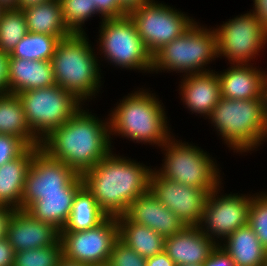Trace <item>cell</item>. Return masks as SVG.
Here are the masks:
<instances>
[{
	"mask_svg": "<svg viewBox=\"0 0 267 266\" xmlns=\"http://www.w3.org/2000/svg\"><path fill=\"white\" fill-rule=\"evenodd\" d=\"M83 106L41 141L40 148L82 175L112 150L109 115L99 118Z\"/></svg>",
	"mask_w": 267,
	"mask_h": 266,
	"instance_id": "obj_1",
	"label": "cell"
},
{
	"mask_svg": "<svg viewBox=\"0 0 267 266\" xmlns=\"http://www.w3.org/2000/svg\"><path fill=\"white\" fill-rule=\"evenodd\" d=\"M126 157L112 150L81 175L84 187L107 216L124 215L130 204L149 190L153 166Z\"/></svg>",
	"mask_w": 267,
	"mask_h": 266,
	"instance_id": "obj_2",
	"label": "cell"
},
{
	"mask_svg": "<svg viewBox=\"0 0 267 266\" xmlns=\"http://www.w3.org/2000/svg\"><path fill=\"white\" fill-rule=\"evenodd\" d=\"M133 91L119 99L109 111L111 144L117 136L160 148L174 135L166 107L153 90L137 87Z\"/></svg>",
	"mask_w": 267,
	"mask_h": 266,
	"instance_id": "obj_3",
	"label": "cell"
},
{
	"mask_svg": "<svg viewBox=\"0 0 267 266\" xmlns=\"http://www.w3.org/2000/svg\"><path fill=\"white\" fill-rule=\"evenodd\" d=\"M87 33L61 39L51 59L56 85L84 105L98 96L104 82L101 63ZM102 75V76H101Z\"/></svg>",
	"mask_w": 267,
	"mask_h": 266,
	"instance_id": "obj_4",
	"label": "cell"
},
{
	"mask_svg": "<svg viewBox=\"0 0 267 266\" xmlns=\"http://www.w3.org/2000/svg\"><path fill=\"white\" fill-rule=\"evenodd\" d=\"M207 119L228 150L239 155H251L267 142V118L261 97L250 100L221 97Z\"/></svg>",
	"mask_w": 267,
	"mask_h": 266,
	"instance_id": "obj_5",
	"label": "cell"
},
{
	"mask_svg": "<svg viewBox=\"0 0 267 266\" xmlns=\"http://www.w3.org/2000/svg\"><path fill=\"white\" fill-rule=\"evenodd\" d=\"M218 58L214 27L195 22L183 35L152 56L151 74L182 73L181 76L213 71L209 64ZM211 62V63H210Z\"/></svg>",
	"mask_w": 267,
	"mask_h": 266,
	"instance_id": "obj_6",
	"label": "cell"
},
{
	"mask_svg": "<svg viewBox=\"0 0 267 266\" xmlns=\"http://www.w3.org/2000/svg\"><path fill=\"white\" fill-rule=\"evenodd\" d=\"M175 136L160 147L164 154L162 166L153 169L164 178L205 191L215 190L223 184L221 167L216 158L198 144L179 140Z\"/></svg>",
	"mask_w": 267,
	"mask_h": 266,
	"instance_id": "obj_7",
	"label": "cell"
},
{
	"mask_svg": "<svg viewBox=\"0 0 267 266\" xmlns=\"http://www.w3.org/2000/svg\"><path fill=\"white\" fill-rule=\"evenodd\" d=\"M99 24H101L97 36L99 38L96 40L97 48L95 47L99 61L104 60L110 66L117 67L116 69L137 70L138 73L151 74L152 55L128 14L104 19Z\"/></svg>",
	"mask_w": 267,
	"mask_h": 266,
	"instance_id": "obj_8",
	"label": "cell"
},
{
	"mask_svg": "<svg viewBox=\"0 0 267 266\" xmlns=\"http://www.w3.org/2000/svg\"><path fill=\"white\" fill-rule=\"evenodd\" d=\"M31 131L42 141L68 121L84 104L59 85L17 94Z\"/></svg>",
	"mask_w": 267,
	"mask_h": 266,
	"instance_id": "obj_9",
	"label": "cell"
},
{
	"mask_svg": "<svg viewBox=\"0 0 267 266\" xmlns=\"http://www.w3.org/2000/svg\"><path fill=\"white\" fill-rule=\"evenodd\" d=\"M140 38L153 56L160 48L183 35L196 21L164 1L151 0L128 12Z\"/></svg>",
	"mask_w": 267,
	"mask_h": 266,
	"instance_id": "obj_10",
	"label": "cell"
},
{
	"mask_svg": "<svg viewBox=\"0 0 267 266\" xmlns=\"http://www.w3.org/2000/svg\"><path fill=\"white\" fill-rule=\"evenodd\" d=\"M214 29L218 58H225L228 64H251L266 49L267 33L250 11L232 16Z\"/></svg>",
	"mask_w": 267,
	"mask_h": 266,
	"instance_id": "obj_11",
	"label": "cell"
},
{
	"mask_svg": "<svg viewBox=\"0 0 267 266\" xmlns=\"http://www.w3.org/2000/svg\"><path fill=\"white\" fill-rule=\"evenodd\" d=\"M83 186L80 174L40 148L27 172L20 209L27 210L43 194H77Z\"/></svg>",
	"mask_w": 267,
	"mask_h": 266,
	"instance_id": "obj_12",
	"label": "cell"
},
{
	"mask_svg": "<svg viewBox=\"0 0 267 266\" xmlns=\"http://www.w3.org/2000/svg\"><path fill=\"white\" fill-rule=\"evenodd\" d=\"M223 188L224 185L220 184L209 193L199 224L200 230L217 245L238 228L248 224L252 199V192L247 195L232 192L224 195V192H221L224 191Z\"/></svg>",
	"mask_w": 267,
	"mask_h": 266,
	"instance_id": "obj_13",
	"label": "cell"
},
{
	"mask_svg": "<svg viewBox=\"0 0 267 266\" xmlns=\"http://www.w3.org/2000/svg\"><path fill=\"white\" fill-rule=\"evenodd\" d=\"M118 239V220L112 216L88 230L60 231L63 256L86 265L108 263Z\"/></svg>",
	"mask_w": 267,
	"mask_h": 266,
	"instance_id": "obj_14",
	"label": "cell"
},
{
	"mask_svg": "<svg viewBox=\"0 0 267 266\" xmlns=\"http://www.w3.org/2000/svg\"><path fill=\"white\" fill-rule=\"evenodd\" d=\"M149 190L185 226H199L206 199L211 192L164 178L154 169L150 175Z\"/></svg>",
	"mask_w": 267,
	"mask_h": 266,
	"instance_id": "obj_15",
	"label": "cell"
},
{
	"mask_svg": "<svg viewBox=\"0 0 267 266\" xmlns=\"http://www.w3.org/2000/svg\"><path fill=\"white\" fill-rule=\"evenodd\" d=\"M6 238L16 253L56 245L60 241V230L35 219L26 210L17 209L10 217Z\"/></svg>",
	"mask_w": 267,
	"mask_h": 266,
	"instance_id": "obj_16",
	"label": "cell"
},
{
	"mask_svg": "<svg viewBox=\"0 0 267 266\" xmlns=\"http://www.w3.org/2000/svg\"><path fill=\"white\" fill-rule=\"evenodd\" d=\"M179 96L189 113L207 119L221 98L216 71L195 73L181 77Z\"/></svg>",
	"mask_w": 267,
	"mask_h": 266,
	"instance_id": "obj_17",
	"label": "cell"
},
{
	"mask_svg": "<svg viewBox=\"0 0 267 266\" xmlns=\"http://www.w3.org/2000/svg\"><path fill=\"white\" fill-rule=\"evenodd\" d=\"M130 221L149 227L164 237L180 232L185 224L159 202L150 190L134 200L124 214Z\"/></svg>",
	"mask_w": 267,
	"mask_h": 266,
	"instance_id": "obj_18",
	"label": "cell"
},
{
	"mask_svg": "<svg viewBox=\"0 0 267 266\" xmlns=\"http://www.w3.org/2000/svg\"><path fill=\"white\" fill-rule=\"evenodd\" d=\"M216 247L199 226H185L180 232L165 237L164 251L176 266L203 265Z\"/></svg>",
	"mask_w": 267,
	"mask_h": 266,
	"instance_id": "obj_19",
	"label": "cell"
},
{
	"mask_svg": "<svg viewBox=\"0 0 267 266\" xmlns=\"http://www.w3.org/2000/svg\"><path fill=\"white\" fill-rule=\"evenodd\" d=\"M253 64H229L226 70L216 71L222 98L250 100L261 97L262 81L266 71Z\"/></svg>",
	"mask_w": 267,
	"mask_h": 266,
	"instance_id": "obj_20",
	"label": "cell"
},
{
	"mask_svg": "<svg viewBox=\"0 0 267 266\" xmlns=\"http://www.w3.org/2000/svg\"><path fill=\"white\" fill-rule=\"evenodd\" d=\"M56 85L51 61L8 57V93Z\"/></svg>",
	"mask_w": 267,
	"mask_h": 266,
	"instance_id": "obj_21",
	"label": "cell"
},
{
	"mask_svg": "<svg viewBox=\"0 0 267 266\" xmlns=\"http://www.w3.org/2000/svg\"><path fill=\"white\" fill-rule=\"evenodd\" d=\"M40 146H29L19 157L0 166V206L20 209L25 179Z\"/></svg>",
	"mask_w": 267,
	"mask_h": 266,
	"instance_id": "obj_22",
	"label": "cell"
},
{
	"mask_svg": "<svg viewBox=\"0 0 267 266\" xmlns=\"http://www.w3.org/2000/svg\"><path fill=\"white\" fill-rule=\"evenodd\" d=\"M232 259L234 266H264L267 250L247 224L238 228L219 245Z\"/></svg>",
	"mask_w": 267,
	"mask_h": 266,
	"instance_id": "obj_23",
	"label": "cell"
},
{
	"mask_svg": "<svg viewBox=\"0 0 267 266\" xmlns=\"http://www.w3.org/2000/svg\"><path fill=\"white\" fill-rule=\"evenodd\" d=\"M21 10L28 32L49 34L60 40L73 34L64 23L60 0H49Z\"/></svg>",
	"mask_w": 267,
	"mask_h": 266,
	"instance_id": "obj_24",
	"label": "cell"
},
{
	"mask_svg": "<svg viewBox=\"0 0 267 266\" xmlns=\"http://www.w3.org/2000/svg\"><path fill=\"white\" fill-rule=\"evenodd\" d=\"M0 134L22 139L28 146H40L41 140L27 123L21 100L14 93H0Z\"/></svg>",
	"mask_w": 267,
	"mask_h": 266,
	"instance_id": "obj_25",
	"label": "cell"
},
{
	"mask_svg": "<svg viewBox=\"0 0 267 266\" xmlns=\"http://www.w3.org/2000/svg\"><path fill=\"white\" fill-rule=\"evenodd\" d=\"M118 238L144 258L164 251L165 237L147 226L130 221L125 215L117 217Z\"/></svg>",
	"mask_w": 267,
	"mask_h": 266,
	"instance_id": "obj_26",
	"label": "cell"
},
{
	"mask_svg": "<svg viewBox=\"0 0 267 266\" xmlns=\"http://www.w3.org/2000/svg\"><path fill=\"white\" fill-rule=\"evenodd\" d=\"M107 217L93 195L83 186L74 198L69 219L61 231L88 230L102 223Z\"/></svg>",
	"mask_w": 267,
	"mask_h": 266,
	"instance_id": "obj_27",
	"label": "cell"
},
{
	"mask_svg": "<svg viewBox=\"0 0 267 266\" xmlns=\"http://www.w3.org/2000/svg\"><path fill=\"white\" fill-rule=\"evenodd\" d=\"M76 194H43L26 211L35 219L54 225L62 230L71 213Z\"/></svg>",
	"mask_w": 267,
	"mask_h": 266,
	"instance_id": "obj_28",
	"label": "cell"
},
{
	"mask_svg": "<svg viewBox=\"0 0 267 266\" xmlns=\"http://www.w3.org/2000/svg\"><path fill=\"white\" fill-rule=\"evenodd\" d=\"M59 41L57 36L28 32L8 57L51 61Z\"/></svg>",
	"mask_w": 267,
	"mask_h": 266,
	"instance_id": "obj_29",
	"label": "cell"
},
{
	"mask_svg": "<svg viewBox=\"0 0 267 266\" xmlns=\"http://www.w3.org/2000/svg\"><path fill=\"white\" fill-rule=\"evenodd\" d=\"M27 33L22 10L5 9L0 18V51L9 55Z\"/></svg>",
	"mask_w": 267,
	"mask_h": 266,
	"instance_id": "obj_30",
	"label": "cell"
},
{
	"mask_svg": "<svg viewBox=\"0 0 267 266\" xmlns=\"http://www.w3.org/2000/svg\"><path fill=\"white\" fill-rule=\"evenodd\" d=\"M64 23L72 33H86L85 22L92 17L99 16L101 22L104 18L98 13L95 3L90 0H60Z\"/></svg>",
	"mask_w": 267,
	"mask_h": 266,
	"instance_id": "obj_31",
	"label": "cell"
},
{
	"mask_svg": "<svg viewBox=\"0 0 267 266\" xmlns=\"http://www.w3.org/2000/svg\"><path fill=\"white\" fill-rule=\"evenodd\" d=\"M63 256L62 243L15 253L13 266H56Z\"/></svg>",
	"mask_w": 267,
	"mask_h": 266,
	"instance_id": "obj_32",
	"label": "cell"
},
{
	"mask_svg": "<svg viewBox=\"0 0 267 266\" xmlns=\"http://www.w3.org/2000/svg\"><path fill=\"white\" fill-rule=\"evenodd\" d=\"M248 225L267 250V192L252 193Z\"/></svg>",
	"mask_w": 267,
	"mask_h": 266,
	"instance_id": "obj_33",
	"label": "cell"
},
{
	"mask_svg": "<svg viewBox=\"0 0 267 266\" xmlns=\"http://www.w3.org/2000/svg\"><path fill=\"white\" fill-rule=\"evenodd\" d=\"M109 266H146V258L140 256L130 247L125 245L119 239L114 243L110 258Z\"/></svg>",
	"mask_w": 267,
	"mask_h": 266,
	"instance_id": "obj_34",
	"label": "cell"
},
{
	"mask_svg": "<svg viewBox=\"0 0 267 266\" xmlns=\"http://www.w3.org/2000/svg\"><path fill=\"white\" fill-rule=\"evenodd\" d=\"M28 147L20 138L0 134V166L19 157Z\"/></svg>",
	"mask_w": 267,
	"mask_h": 266,
	"instance_id": "obj_35",
	"label": "cell"
},
{
	"mask_svg": "<svg viewBox=\"0 0 267 266\" xmlns=\"http://www.w3.org/2000/svg\"><path fill=\"white\" fill-rule=\"evenodd\" d=\"M95 3L98 13L104 18H117L128 14L119 0H90Z\"/></svg>",
	"mask_w": 267,
	"mask_h": 266,
	"instance_id": "obj_36",
	"label": "cell"
},
{
	"mask_svg": "<svg viewBox=\"0 0 267 266\" xmlns=\"http://www.w3.org/2000/svg\"><path fill=\"white\" fill-rule=\"evenodd\" d=\"M203 266H234L231 257L219 246L211 252Z\"/></svg>",
	"mask_w": 267,
	"mask_h": 266,
	"instance_id": "obj_37",
	"label": "cell"
},
{
	"mask_svg": "<svg viewBox=\"0 0 267 266\" xmlns=\"http://www.w3.org/2000/svg\"><path fill=\"white\" fill-rule=\"evenodd\" d=\"M253 9L250 12L255 15L261 28L267 33V0H252Z\"/></svg>",
	"mask_w": 267,
	"mask_h": 266,
	"instance_id": "obj_38",
	"label": "cell"
},
{
	"mask_svg": "<svg viewBox=\"0 0 267 266\" xmlns=\"http://www.w3.org/2000/svg\"><path fill=\"white\" fill-rule=\"evenodd\" d=\"M15 252L7 238L0 239V266H13Z\"/></svg>",
	"mask_w": 267,
	"mask_h": 266,
	"instance_id": "obj_39",
	"label": "cell"
},
{
	"mask_svg": "<svg viewBox=\"0 0 267 266\" xmlns=\"http://www.w3.org/2000/svg\"><path fill=\"white\" fill-rule=\"evenodd\" d=\"M8 92V54L0 51V93Z\"/></svg>",
	"mask_w": 267,
	"mask_h": 266,
	"instance_id": "obj_40",
	"label": "cell"
},
{
	"mask_svg": "<svg viewBox=\"0 0 267 266\" xmlns=\"http://www.w3.org/2000/svg\"><path fill=\"white\" fill-rule=\"evenodd\" d=\"M146 266H176L174 261L163 251L146 259Z\"/></svg>",
	"mask_w": 267,
	"mask_h": 266,
	"instance_id": "obj_41",
	"label": "cell"
},
{
	"mask_svg": "<svg viewBox=\"0 0 267 266\" xmlns=\"http://www.w3.org/2000/svg\"><path fill=\"white\" fill-rule=\"evenodd\" d=\"M13 212V208L0 206V239L6 238L8 223Z\"/></svg>",
	"mask_w": 267,
	"mask_h": 266,
	"instance_id": "obj_42",
	"label": "cell"
},
{
	"mask_svg": "<svg viewBox=\"0 0 267 266\" xmlns=\"http://www.w3.org/2000/svg\"><path fill=\"white\" fill-rule=\"evenodd\" d=\"M121 6L127 11L130 12L133 9L141 6L142 4H146L151 0H119Z\"/></svg>",
	"mask_w": 267,
	"mask_h": 266,
	"instance_id": "obj_43",
	"label": "cell"
},
{
	"mask_svg": "<svg viewBox=\"0 0 267 266\" xmlns=\"http://www.w3.org/2000/svg\"><path fill=\"white\" fill-rule=\"evenodd\" d=\"M261 98H262V103L264 107V113L267 118V71L265 72L263 81H262Z\"/></svg>",
	"mask_w": 267,
	"mask_h": 266,
	"instance_id": "obj_44",
	"label": "cell"
},
{
	"mask_svg": "<svg viewBox=\"0 0 267 266\" xmlns=\"http://www.w3.org/2000/svg\"><path fill=\"white\" fill-rule=\"evenodd\" d=\"M49 0H18V9L30 8Z\"/></svg>",
	"mask_w": 267,
	"mask_h": 266,
	"instance_id": "obj_45",
	"label": "cell"
},
{
	"mask_svg": "<svg viewBox=\"0 0 267 266\" xmlns=\"http://www.w3.org/2000/svg\"><path fill=\"white\" fill-rule=\"evenodd\" d=\"M56 266H87V265L83 264V263H79L77 261L69 260V259L65 258L64 256H62L59 259V262Z\"/></svg>",
	"mask_w": 267,
	"mask_h": 266,
	"instance_id": "obj_46",
	"label": "cell"
},
{
	"mask_svg": "<svg viewBox=\"0 0 267 266\" xmlns=\"http://www.w3.org/2000/svg\"><path fill=\"white\" fill-rule=\"evenodd\" d=\"M0 5L4 9H18V0H0Z\"/></svg>",
	"mask_w": 267,
	"mask_h": 266,
	"instance_id": "obj_47",
	"label": "cell"
},
{
	"mask_svg": "<svg viewBox=\"0 0 267 266\" xmlns=\"http://www.w3.org/2000/svg\"><path fill=\"white\" fill-rule=\"evenodd\" d=\"M87 266H109L108 263L105 264H95V265H87Z\"/></svg>",
	"mask_w": 267,
	"mask_h": 266,
	"instance_id": "obj_48",
	"label": "cell"
},
{
	"mask_svg": "<svg viewBox=\"0 0 267 266\" xmlns=\"http://www.w3.org/2000/svg\"><path fill=\"white\" fill-rule=\"evenodd\" d=\"M4 10H5V9L0 5V18H1V16H2V13H3Z\"/></svg>",
	"mask_w": 267,
	"mask_h": 266,
	"instance_id": "obj_49",
	"label": "cell"
},
{
	"mask_svg": "<svg viewBox=\"0 0 267 266\" xmlns=\"http://www.w3.org/2000/svg\"><path fill=\"white\" fill-rule=\"evenodd\" d=\"M182 266H203V265L188 264V265H182Z\"/></svg>",
	"mask_w": 267,
	"mask_h": 266,
	"instance_id": "obj_50",
	"label": "cell"
},
{
	"mask_svg": "<svg viewBox=\"0 0 267 266\" xmlns=\"http://www.w3.org/2000/svg\"><path fill=\"white\" fill-rule=\"evenodd\" d=\"M264 266H267V252H266V258H265V264Z\"/></svg>",
	"mask_w": 267,
	"mask_h": 266,
	"instance_id": "obj_51",
	"label": "cell"
}]
</instances>
